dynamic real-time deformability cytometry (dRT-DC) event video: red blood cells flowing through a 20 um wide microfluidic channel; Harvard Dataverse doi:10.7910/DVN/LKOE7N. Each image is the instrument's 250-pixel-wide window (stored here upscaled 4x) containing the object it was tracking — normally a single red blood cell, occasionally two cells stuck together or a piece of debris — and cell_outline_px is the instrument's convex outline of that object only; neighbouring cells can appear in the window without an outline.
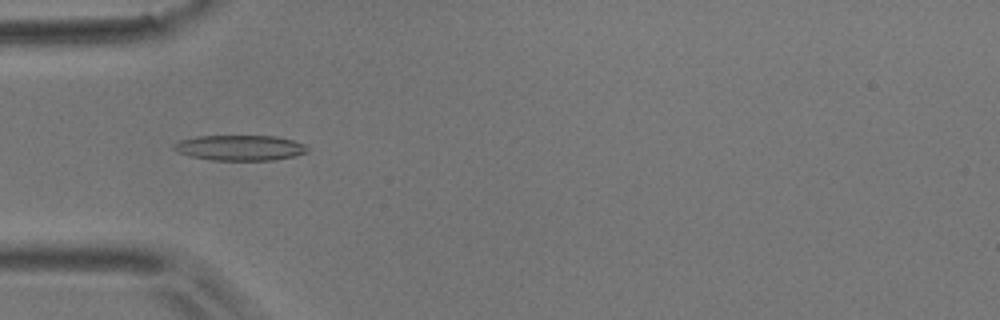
{"species": "common noctule bat (a hibernating species)", "species_latin": "Nyctalus noctula", "temperature_condition": "room temperature", "stored_images_in_passage": 49, "camera_frame_rate_fps": 3000, "um_per_image_px": 0.085, "animal": {"sex": "male", "body_mass_g": 17.9}, "frame": {"image": 1, "passage_image": 14, "time_ms": 4.333, "image_size_px": [1000, 320], "cell_outline_px": [[308, 152], [292, 156], [272, 160], [212, 160], [192, 156], [176, 152], [172, 148], [172, 144], [180, 140], [196, 136], [276, 136], [292, 140], [304, 144], [308, 148]], "centroid_in_image_um": [20.36, 12.55], "position_along_channel_um": 64.6, "area_um2": 19.71}}
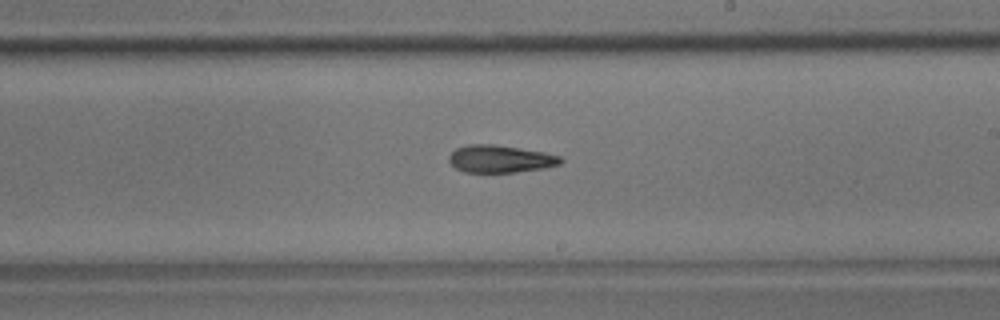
{"frame": {"image": 2, "passage_image": 28, "time_ms": 9.0, "image_size_px": [1000, 320], "cell_outline_px": [[564, 160], [560, 164], [544, 168], [516, 172], [464, 172], [456, 168], [448, 160], [448, 156], [456, 148], [468, 144], [496, 144], [544, 152], [560, 156]], "centroid_in_image_um": [42.52, 13.5], "position_along_channel_um": 246.5, "area_um2": 17.92}}
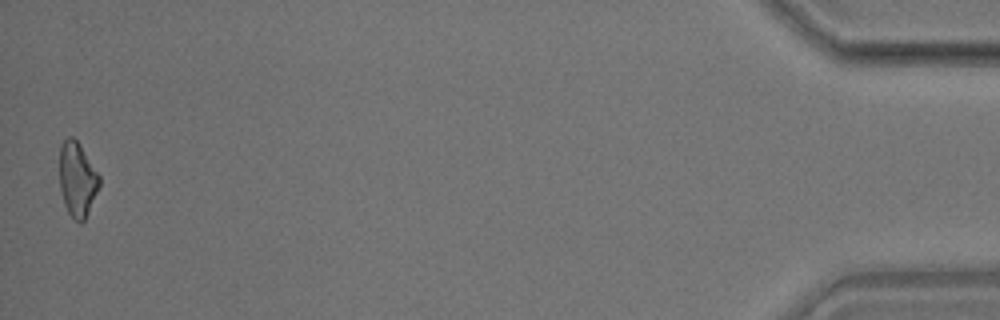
{"frame": {"image": 3, "passage_image": 49, "time_ms": 16.0, "image_size_px": [1000, 320], "cell_outline_px": [[100, 184], [88, 212], [84, 220], [80, 224], [68, 212], [64, 204], [60, 188], [60, 148], [64, 140], [68, 136], [72, 136], [80, 144], [100, 176]], "centroid_in_image_um": [6.57, 15.23], "position_along_channel_um": 428.6, "area_um2": 17.11}, "authors_computed_cell_mechanics": {"area_um2": 18.207, "velocity_mm_per_s": 3.9033, "shape_relaxation_time_tau1_ms": null, "shape_relaxation_time_tau2_ms": 7.2897, "deformation_change_tau1": null, "deformation_change_tau2": 0.1984}}